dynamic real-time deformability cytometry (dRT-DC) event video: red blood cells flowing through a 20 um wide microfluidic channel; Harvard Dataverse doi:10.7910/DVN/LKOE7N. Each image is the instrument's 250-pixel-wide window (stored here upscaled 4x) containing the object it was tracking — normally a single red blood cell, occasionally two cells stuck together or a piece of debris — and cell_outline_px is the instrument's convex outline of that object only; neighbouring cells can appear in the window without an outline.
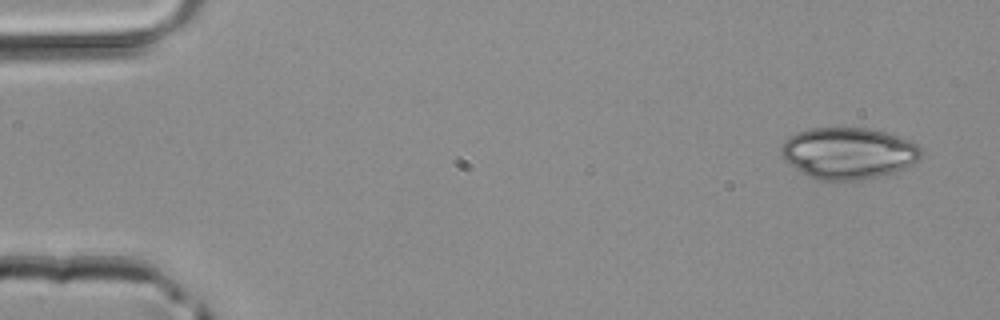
{"species": "common noctule bat (a hibernating species)", "species_latin": "Nyctalus noctula", "temperature_condition": "room temperature", "stored_images_in_passage": 4, "camera_frame_rate_fps": 3000, "um_per_image_px": 0.085, "animal": {"sex": "male", "body_mass_g": 20.4}, "frame": {"image": 1, "passage_image": 1, "time_ms": 0.0, "image_size_px": [1000, 320], "cell_outline_px": [[924, 152], [920, 160], [896, 172], [880, 176], [856, 180], [820, 180], [808, 176], [788, 164], [780, 156], [780, 148], [784, 140], [788, 136], [796, 132], [808, 128], [868, 128], [884, 132], [908, 140], [924, 148]], "centroid_in_image_um": [72.09, 13.02], "position_along_channel_um": 12.9, "area_um2": 42.43}}